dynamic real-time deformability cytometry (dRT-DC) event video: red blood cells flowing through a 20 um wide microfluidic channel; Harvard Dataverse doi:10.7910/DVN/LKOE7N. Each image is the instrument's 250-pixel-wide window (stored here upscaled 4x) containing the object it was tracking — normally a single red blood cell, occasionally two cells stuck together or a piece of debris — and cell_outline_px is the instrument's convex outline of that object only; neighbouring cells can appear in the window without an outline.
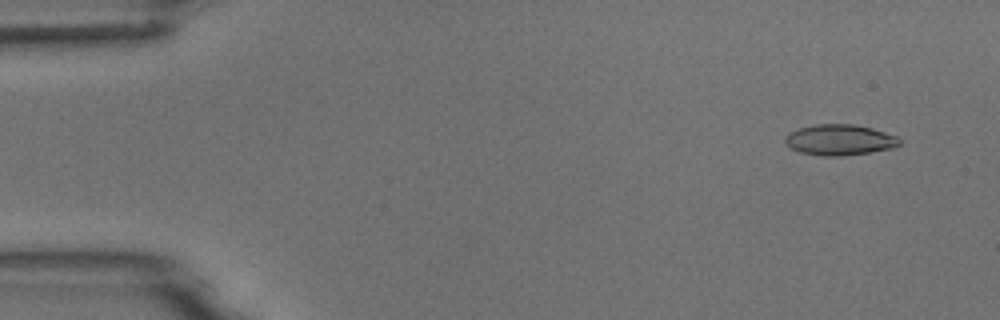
{"species": "common noctule bat (a hibernating species)", "species_latin": "Nyctalus noctula", "temperature_condition": "room temperature", "stored_images_in_passage": 51, "camera_frame_rate_fps": 3000, "um_per_image_px": 0.085, "animal": {"sex": "male", "body_mass_g": 18.8}, "frame": {"image": 1, "passage_image": 1, "time_ms": 0.0, "image_size_px": [1000, 320], "cell_outline_px": [[900, 144], [892, 148], [868, 152], [840, 156], [824, 156], [800, 152], [792, 148], [784, 140], [784, 136], [788, 132], [800, 128], [816, 124], [852, 124], [872, 128], [896, 136], [900, 140]], "centroid_in_image_um": [71.34, 11.88], "position_along_channel_um": 13.7, "area_um2": 20.29}}
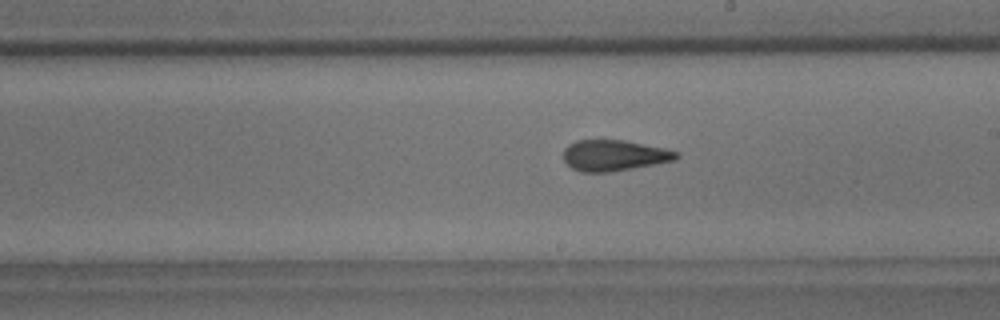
{"frame": {"image": 2, "passage_image": 28, "time_ms": 9.0, "image_size_px": [1000, 320], "cell_outline_px": [[680, 156], [676, 160], [656, 164], [608, 172], [580, 172], [572, 168], [564, 160], [564, 148], [568, 144], [576, 140], [624, 140], [668, 148], [680, 152]], "centroid_in_image_um": [52.25, 13.2], "position_along_channel_um": 236.8, "area_um2": 20.58}}
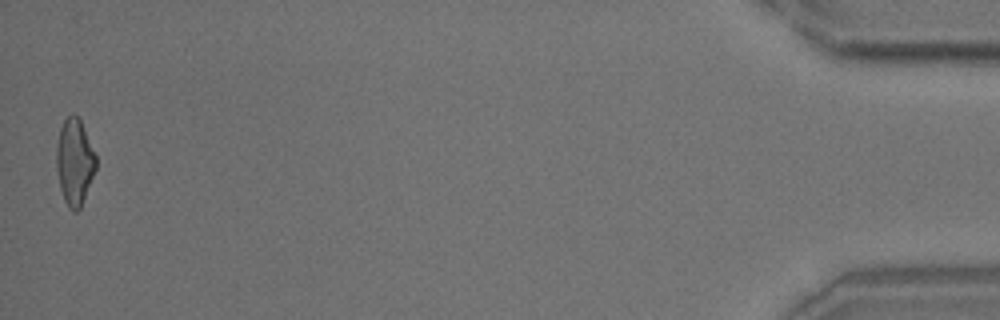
{"frame": {"image": 3, "passage_image": 51, "time_ms": 16.667, "image_size_px": [1000, 320], "cell_outline_px": [[96, 168], [80, 208], [76, 212], [72, 212], [68, 208], [64, 200], [60, 188], [56, 168], [56, 144], [60, 128], [64, 120], [72, 112], [80, 120], [96, 156]], "centroid_in_image_um": [6.31, 13.77], "position_along_channel_um": 428.9, "area_um2": 19.77}, "authors_computed_cell_mechanics": {"area_um2": 20.5768, "velocity_mm_per_s": 3.7162, "shape_relaxation_time_tau1_ms": 10.6926, "shape_relaxation_time_tau2_ms": 2.0937, "deformation_change_tau1": 0.2407, "deformation_change_tau2": 0.1153}}